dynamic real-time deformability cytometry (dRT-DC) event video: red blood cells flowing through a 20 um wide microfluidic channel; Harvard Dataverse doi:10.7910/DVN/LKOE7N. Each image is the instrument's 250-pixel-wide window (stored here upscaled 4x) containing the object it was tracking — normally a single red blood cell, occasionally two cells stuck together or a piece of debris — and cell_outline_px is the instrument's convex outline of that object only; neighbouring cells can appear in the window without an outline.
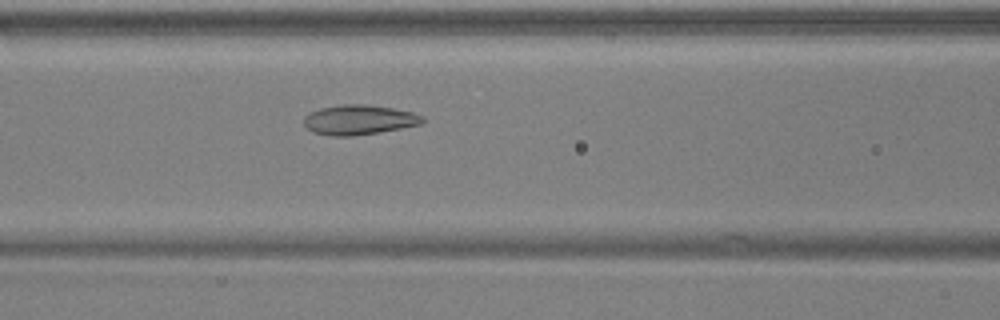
{"species": "common noctule bat (a hibernating species)", "species_latin": "Nyctalus noctula", "temperature_condition": "warm", "stored_images_in_passage": 39, "camera_frame_rate_fps": 3000, "um_per_image_px": 0.085, "animal": {"sex": "male", "body_mass_g": 17.9, "forearm_length_mm": 54.2}, "frame": {"image": 1, "passage_image": 8, "time_ms": 2.333, "image_size_px": [1000, 320], "cell_outline_px": [[424, 120], [420, 124], [400, 128], [352, 136], [328, 136], [312, 132], [304, 124], [304, 116], [320, 108], [344, 104], [364, 104], [392, 108], [412, 112], [424, 116]], "centroid_in_image_um": [30.49, 10.18], "position_along_channel_um": 136.1, "area_um2": 20.4}}
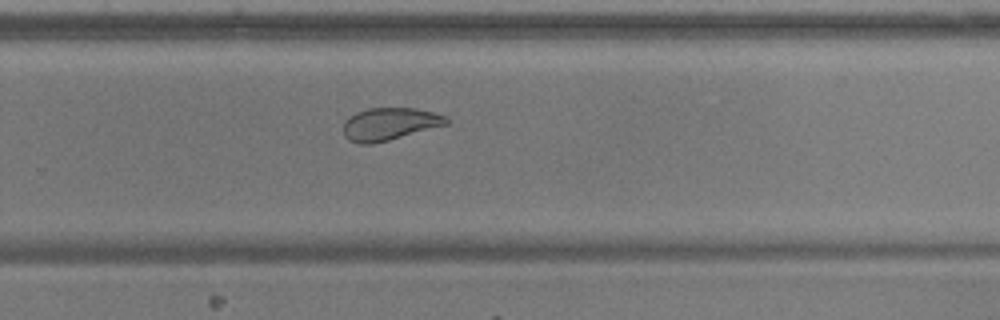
{"frame": {"image": 2, "passage_image": 21, "time_ms": 6.667, "image_size_px": [1000, 320], "cell_outline_px": [[448, 124], [388, 140], [372, 144], [356, 144], [348, 140], [344, 136], [344, 120], [348, 116], [356, 112], [368, 108], [416, 108], [432, 112], [444, 116], [448, 120]], "centroid_in_image_um": [33.05, 10.54], "position_along_channel_um": 296.7, "area_um2": 19.48}}
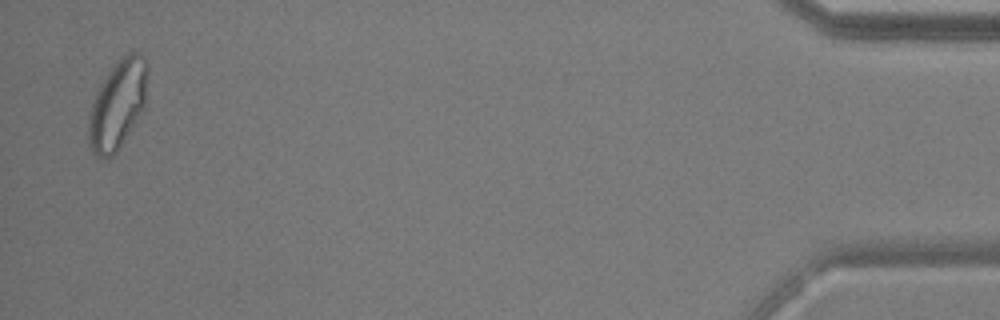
{"frame": {"image": 3, "passage_image": 38, "time_ms": 12.333, "image_size_px": [1000, 320], "cell_outline_px": [[148, 68], [144, 108], [116, 152], [112, 156], [104, 160], [96, 156], [92, 152], [88, 144], [88, 120], [92, 104], [96, 92], [100, 84], [108, 72], [132, 48], [140, 52], [144, 56], [148, 64]], "centroid_in_image_um": [10.0, 8.88], "position_along_channel_um": 425.2, "area_um2": 30.58}, "authors_computed_cell_mechanics": {"area_um2": 20.9814, "velocity_mm_per_s": 3.713, "shape_relaxation_time_tau1_ms": 7.3943, "shape_relaxation_time_tau2_ms": 1.5522, "deformation_change_tau1": 0.1678, "deformation_change_tau2": 0.0563}}